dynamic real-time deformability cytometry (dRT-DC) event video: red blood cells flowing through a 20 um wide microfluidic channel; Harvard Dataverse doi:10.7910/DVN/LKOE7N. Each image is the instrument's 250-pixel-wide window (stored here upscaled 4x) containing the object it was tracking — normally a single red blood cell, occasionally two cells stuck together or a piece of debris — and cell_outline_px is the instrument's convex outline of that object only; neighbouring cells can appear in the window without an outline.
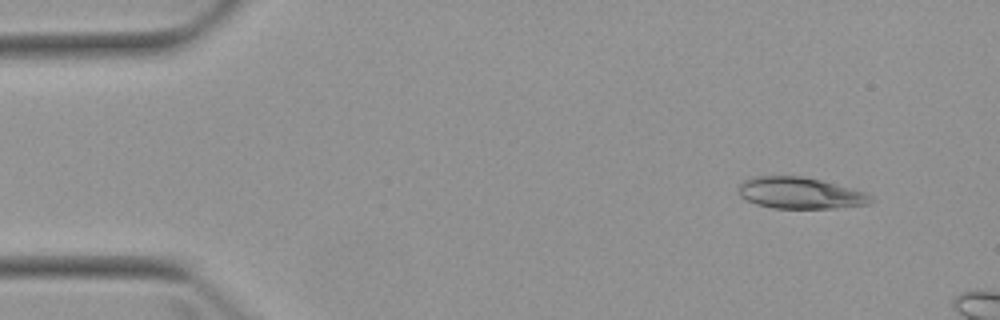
{"species": "Egyptian fruit bat (a non-hibernating species)", "species_latin": "Rousettus aegyptiacus", "temperature_condition": "warm", "stored_images_in_passage": 4, "camera_frame_rate_fps": 3000, "um_per_image_px": 0.085, "animal": {"sex": "female"}, "frame": {"image": 1, "passage_image": 2, "time_ms": 1.0, "image_size_px": [1000, 320], "cell_outline_px": [[872, 200], [868, 204], [832, 208], [772, 208], [756, 204], [740, 196], [740, 184], [744, 180], [756, 176], [800, 176], [820, 180], [836, 184], [864, 192], [872, 196]], "centroid_in_image_um": [68.0, 16.41], "position_along_channel_um": 17.0, "area_um2": 23.87}}